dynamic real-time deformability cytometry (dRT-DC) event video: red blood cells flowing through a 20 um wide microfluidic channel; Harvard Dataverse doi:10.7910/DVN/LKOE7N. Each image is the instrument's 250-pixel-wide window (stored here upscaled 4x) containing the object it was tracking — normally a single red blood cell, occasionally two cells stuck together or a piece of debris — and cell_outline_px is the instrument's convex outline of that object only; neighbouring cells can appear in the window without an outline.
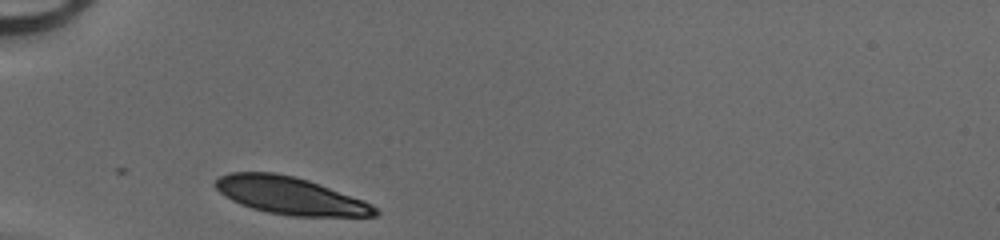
{"species": "human", "species_latin": "Homo sapiens", "temperature_condition": "cold", "stored_images_in_passage": 26, "camera_frame_rate_fps": 3000, "um_per_image_px": 0.085, "donor": {"sex": "male"}, "frame": {"image": 1, "passage_image": 1, "time_ms": 0.0, "image_size_px": [1000, 240], "cell_outline_px": [[380, 212], [376, 216], [288, 216], [268, 212], [252, 208], [240, 204], [224, 196], [212, 184], [220, 176], [228, 172], [272, 172], [292, 176], [308, 180], [364, 200], [372, 204]], "centroid_in_image_um": [24.65, 16.63], "position_along_channel_um": 60.3, "area_um2": 34.74}}
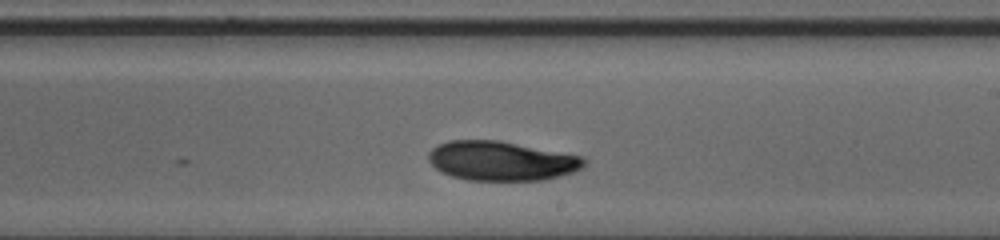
{"frame": {"image": 2, "passage_image": 15, "time_ms": 4.667, "image_size_px": [1000, 240], "cell_outline_px": [[584, 164], [580, 168], [572, 172], [544, 180], [468, 180], [452, 176], [440, 172], [428, 160], [428, 152], [432, 148], [448, 140], [500, 140], [580, 156], [584, 160]], "centroid_in_image_um": [42.55, 13.67], "position_along_channel_um": 246.4, "area_um2": 35.43}}
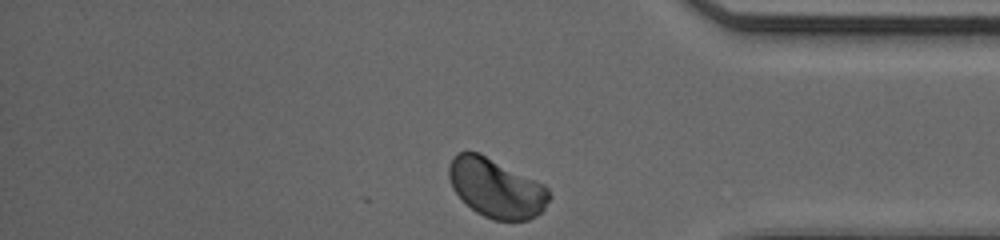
{"frame": {"image": 3, "passage_image": 26, "time_ms": 8.333, "image_size_px": [1000, 240], "cell_outline_px": [[552, 196], [544, 208], [536, 216], [528, 220], [492, 220], [476, 212], [452, 188], [448, 176], [448, 168], [452, 160], [460, 152], [480, 152], [544, 184], [548, 188]], "centroid_in_image_um": [42.21, 15.98], "position_along_channel_um": 393.0, "area_um2": 34.33}}